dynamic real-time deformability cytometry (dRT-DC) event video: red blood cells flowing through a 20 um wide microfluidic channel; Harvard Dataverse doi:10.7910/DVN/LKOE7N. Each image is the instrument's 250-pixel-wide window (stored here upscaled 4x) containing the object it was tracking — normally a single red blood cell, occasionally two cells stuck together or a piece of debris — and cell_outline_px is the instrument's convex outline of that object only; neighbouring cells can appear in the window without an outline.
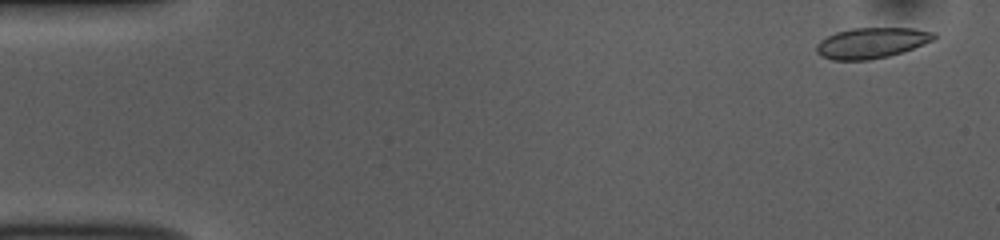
{"species": "common noctule bat (a hibernating species)", "species_latin": "Nyctalus noctula", "temperature_condition": "room temperature", "stored_images_in_passage": 52, "camera_frame_rate_fps": 3000, "um_per_image_px": 0.085, "animal": {"sex": "female", "body_mass_g": 10.0, "forearm_length_mm": 53.1}, "frame": {"image": 1, "passage_image": 2, "time_ms": 0.333, "image_size_px": [1000, 240], "cell_outline_px": [[936, 36], [932, 40], [924, 44], [904, 52], [888, 56], [868, 60], [832, 60], [820, 56], [816, 52], [816, 44], [820, 40], [836, 32], [852, 28], [912, 28], [936, 32]], "centroid_in_image_um": [74.07, 3.65], "position_along_channel_um": 10.9, "area_um2": 21.1}}
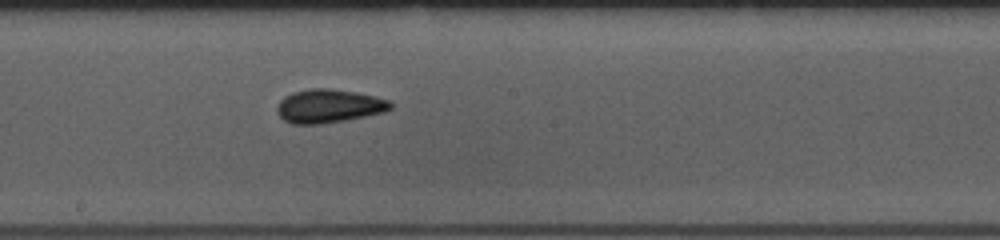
{"frame": {"image": 2, "passage_image": 28, "time_ms": 9.0, "image_size_px": [1000, 240], "cell_outline_px": [[392, 108], [384, 112], [344, 120], [320, 124], [292, 124], [284, 120], [276, 112], [276, 108], [280, 100], [284, 96], [292, 92], [312, 88], [328, 88], [356, 92], [376, 96], [388, 100], [392, 104]], "centroid_in_image_um": [27.92, 9.01], "position_along_channel_um": 220.3, "area_um2": 22.2}}
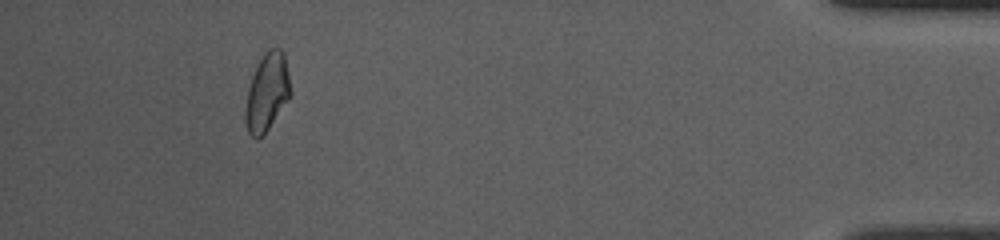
{"frame": {"image": 3, "passage_image": 48, "time_ms": 15.667, "image_size_px": [1000, 240], "cell_outline_px": [[292, 96], [268, 128], [256, 140], [248, 132], [244, 120], [244, 112], [248, 88], [252, 76], [264, 52], [268, 48], [280, 48], [284, 52], [292, 92]], "centroid_in_image_um": [22.71, 7.83], "position_along_channel_um": 412.5, "area_um2": 20.52}, "authors_computed_cell_mechanics": {"area_um2": 21.2704, "velocity_mm_per_s": 3.8022, "shape_relaxation_time_tau1_ms": 3.9223, "shape_relaxation_time_tau2_ms": 4.2446, "deformation_change_tau1": 0.0931, "deformation_change_tau2": 0.0753}}